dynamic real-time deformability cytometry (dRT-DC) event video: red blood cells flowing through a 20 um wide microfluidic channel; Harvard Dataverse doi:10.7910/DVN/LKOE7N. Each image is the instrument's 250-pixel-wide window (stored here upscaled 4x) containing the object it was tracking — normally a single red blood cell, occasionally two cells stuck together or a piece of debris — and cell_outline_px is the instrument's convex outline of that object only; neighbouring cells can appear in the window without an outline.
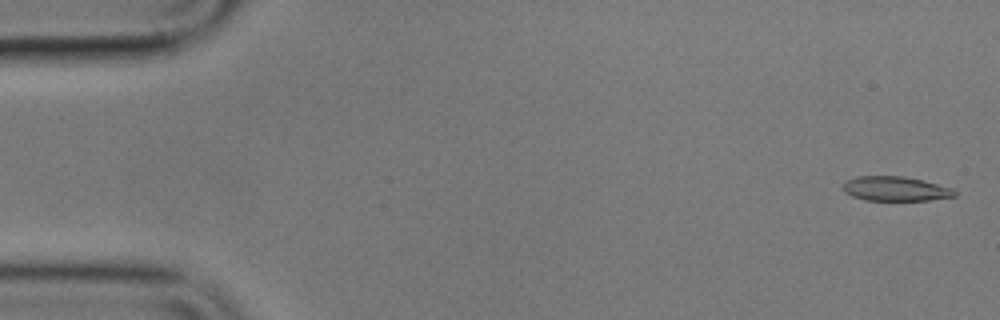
{"species": "common noctule bat (a hibernating species)", "species_latin": "Nyctalus noctula", "temperature_condition": "cold", "stored_images_in_passage": 56, "camera_frame_rate_fps": 3000, "um_per_image_px": 0.085, "animal": {"sex": "male", "body_mass_g": 17.9}, "frame": {"image": 1, "passage_image": 2, "time_ms": 0.333, "image_size_px": [1000, 320], "cell_outline_px": [[956, 196], [928, 200], [864, 200], [852, 196], [844, 192], [844, 180], [856, 176], [904, 176], [924, 180], [952, 188], [956, 192]], "centroid_in_image_um": [76.1, 16.03], "position_along_channel_um": 8.9, "area_um2": 16.01}}
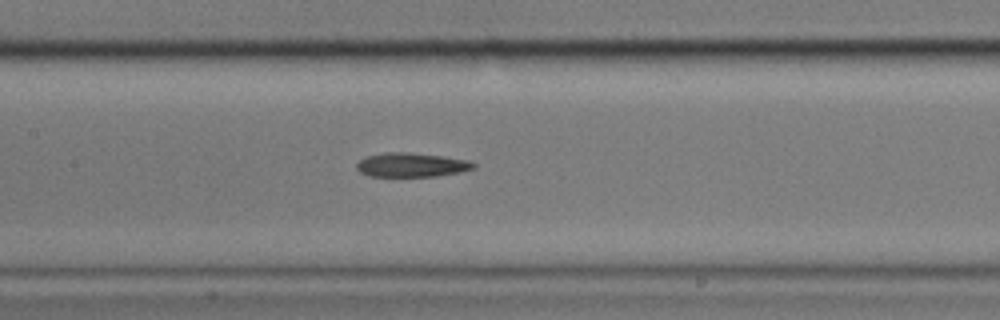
{"frame": {"image": 2, "passage_image": 26, "time_ms": 8.333, "image_size_px": [1000, 320], "cell_outline_px": [[476, 168], [460, 172], [436, 176], [368, 176], [360, 172], [356, 168], [356, 164], [364, 156], [388, 152], [408, 152], [440, 156], [468, 160], [476, 164]], "centroid_in_image_um": [34.96, 14.01], "position_along_channel_um": 172.4, "area_um2": 16.42}}
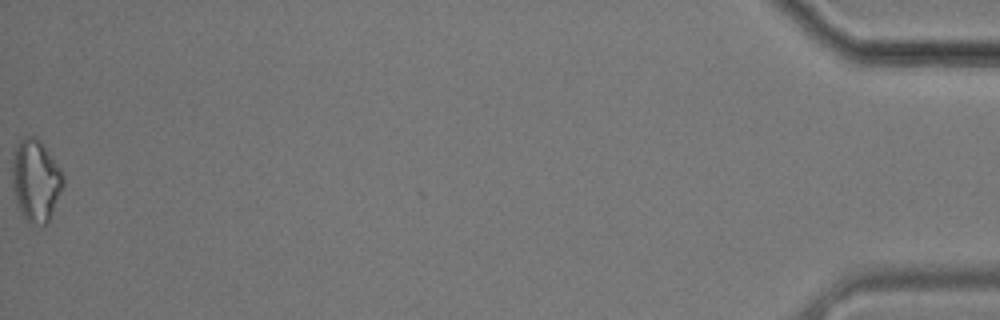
{"frame": {"image": 3, "passage_image": 56, "time_ms": 18.333, "image_size_px": [1000, 320], "cell_outline_px": [[64, 184], [48, 224], [32, 224], [24, 216], [16, 204], [12, 184], [12, 152], [20, 140], [24, 136], [32, 136], [40, 140], [60, 168], [64, 176]], "centroid_in_image_um": [3.03, 15.33], "position_along_channel_um": 432.2, "area_um2": 24.45}}